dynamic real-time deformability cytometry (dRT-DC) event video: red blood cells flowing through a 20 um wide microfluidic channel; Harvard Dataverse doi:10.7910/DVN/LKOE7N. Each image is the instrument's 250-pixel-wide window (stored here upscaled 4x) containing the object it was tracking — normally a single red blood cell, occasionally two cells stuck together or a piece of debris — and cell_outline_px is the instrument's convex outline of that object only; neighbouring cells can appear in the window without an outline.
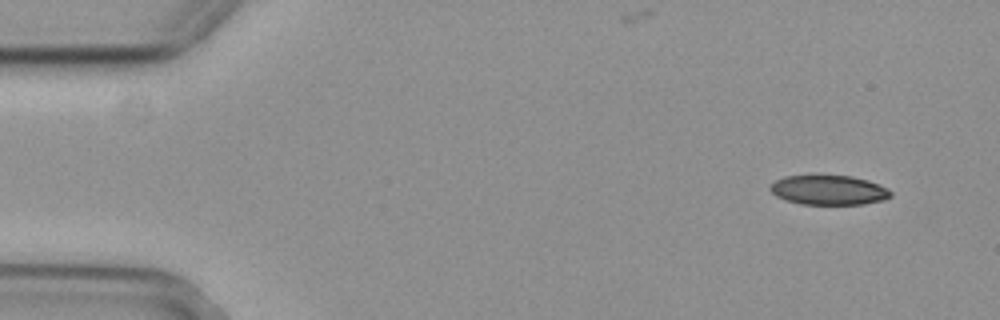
{"species": "common noctule bat (a hibernating species)", "species_latin": "Nyctalus noctula", "temperature_condition": "cold", "stored_images_in_passage": 52, "camera_frame_rate_fps": 3000, "um_per_image_px": 0.085, "animal": {"sex": "female", "body_mass_g": 29.2, "forearm_length_mm": 56.3}, "frame": {"image": 1, "passage_image": 1, "time_ms": 0.0, "image_size_px": [1000, 320], "cell_outline_px": [[892, 196], [884, 200], [864, 204], [800, 204], [784, 200], [776, 196], [768, 188], [776, 180], [784, 176], [852, 176], [868, 180], [888, 188], [892, 192]], "centroid_in_image_um": [70.46, 16.16], "position_along_channel_um": 14.5, "area_um2": 20.81}}
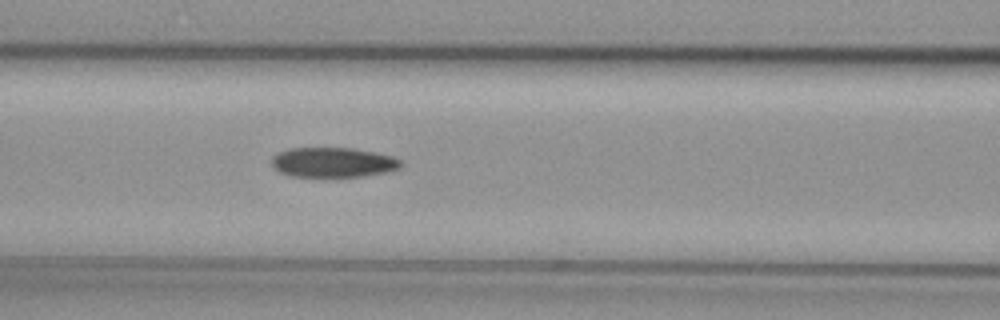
{"frame": {"image": 2, "passage_image": 20, "time_ms": 6.333, "image_size_px": [1000, 320], "cell_outline_px": [[400, 168], [388, 172], [364, 176], [336, 180], [288, 176], [280, 172], [272, 164], [272, 156], [280, 152], [292, 148], [352, 148], [376, 152], [392, 156], [400, 160]], "centroid_in_image_um": [28.31, 13.86], "position_along_channel_um": 138.3, "area_um2": 23.41}}
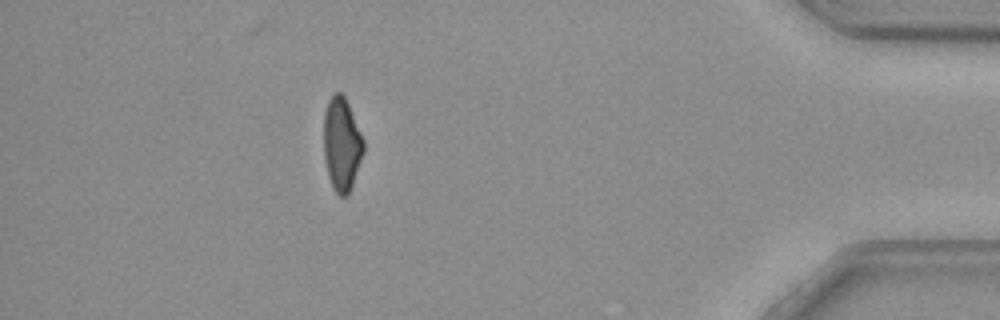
{"frame": {"image": 3, "passage_image": 46, "time_ms": 15.0, "image_size_px": [1000, 320], "cell_outline_px": [[364, 152], [348, 196], [340, 196], [332, 188], [328, 176], [324, 156], [324, 112], [328, 100], [332, 92], [340, 92], [344, 96], [348, 104], [364, 140]], "centroid_in_image_um": [29.04, 12.25], "position_along_channel_um": 406.2, "area_um2": 21.73}}